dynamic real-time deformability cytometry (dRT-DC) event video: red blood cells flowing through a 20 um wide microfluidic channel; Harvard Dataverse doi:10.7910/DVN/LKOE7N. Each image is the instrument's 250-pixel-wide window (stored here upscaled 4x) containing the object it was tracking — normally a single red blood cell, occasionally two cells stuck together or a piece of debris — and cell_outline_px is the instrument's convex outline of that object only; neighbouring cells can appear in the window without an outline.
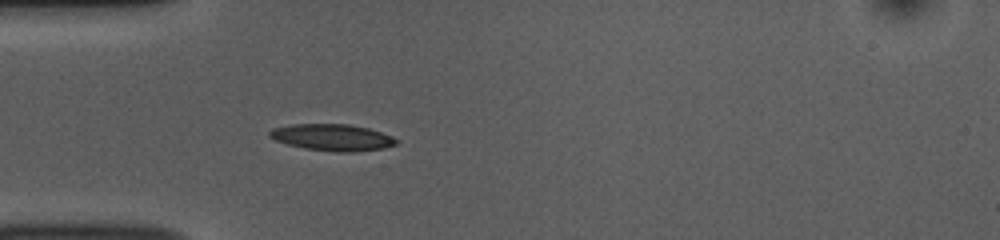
{"species": "common noctule bat (a hibernating species)", "species_latin": "Nyctalus noctula", "temperature_condition": "room temperature", "stored_images_in_passage": 39, "camera_frame_rate_fps": 3000, "um_per_image_px": 0.085, "animal": {"sex": "female", "body_mass_g": 10.0, "forearm_length_mm": 53.1}, "frame": {"image": 1, "passage_image": 1, "time_ms": 0.0, "image_size_px": [1000, 240], "cell_outline_px": [[400, 140], [396, 144], [384, 148], [352, 152], [336, 152], [304, 148], [288, 144], [276, 140], [268, 136], [268, 132], [272, 128], [292, 124], [348, 124], [368, 128], [392, 136]], "centroid_in_image_um": [28.25, 11.68], "position_along_channel_um": 56.7, "area_um2": 19.65}}
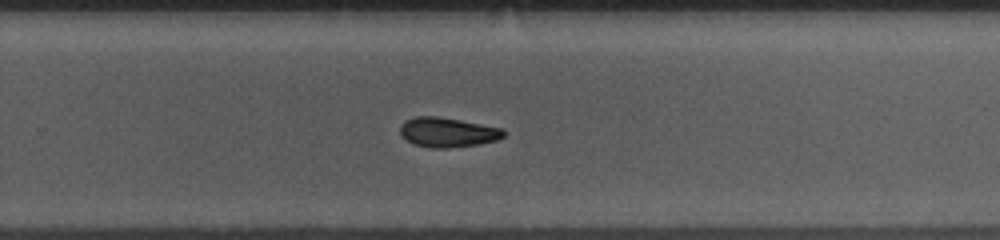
{"frame": {"image": 2, "passage_image": 20, "time_ms": 6.333, "image_size_px": [1000, 240], "cell_outline_px": [[504, 136], [496, 140], [476, 144], [448, 148], [432, 148], [416, 144], [404, 140], [400, 136], [400, 124], [404, 120], [416, 116], [436, 116], [460, 120], [504, 128]], "centroid_in_image_um": [37.99, 11.23], "position_along_channel_um": 291.8, "area_um2": 17.92}}
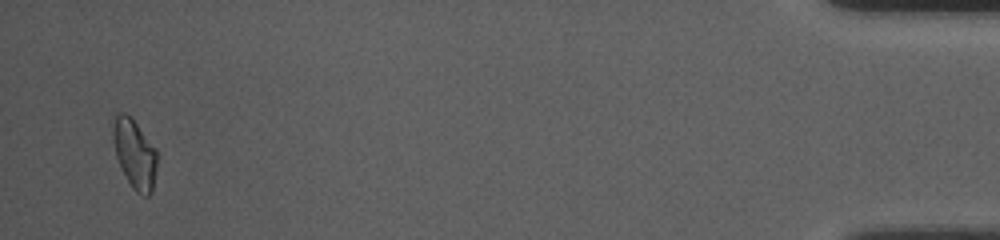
{"frame": {"image": 3, "passage_image": 37, "time_ms": 12.0, "image_size_px": [1000, 240], "cell_outline_px": [[156, 168], [152, 192], [148, 196], [144, 196], [136, 192], [132, 188], [116, 156], [112, 140], [112, 128], [116, 116], [120, 112], [124, 112], [136, 124], [156, 148]], "centroid_in_image_um": [11.44, 13.1], "position_along_channel_um": 423.8, "area_um2": 17.4}, "authors_computed_cell_mechanics": {"area_um2": 18.0914, "velocity_mm_per_s": 3.7822, "shape_relaxation_time_tau1_ms": 3.6603, "shape_relaxation_time_tau2_ms": null, "deformation_change_tau1": 0.1252, "deformation_change_tau2": null}}